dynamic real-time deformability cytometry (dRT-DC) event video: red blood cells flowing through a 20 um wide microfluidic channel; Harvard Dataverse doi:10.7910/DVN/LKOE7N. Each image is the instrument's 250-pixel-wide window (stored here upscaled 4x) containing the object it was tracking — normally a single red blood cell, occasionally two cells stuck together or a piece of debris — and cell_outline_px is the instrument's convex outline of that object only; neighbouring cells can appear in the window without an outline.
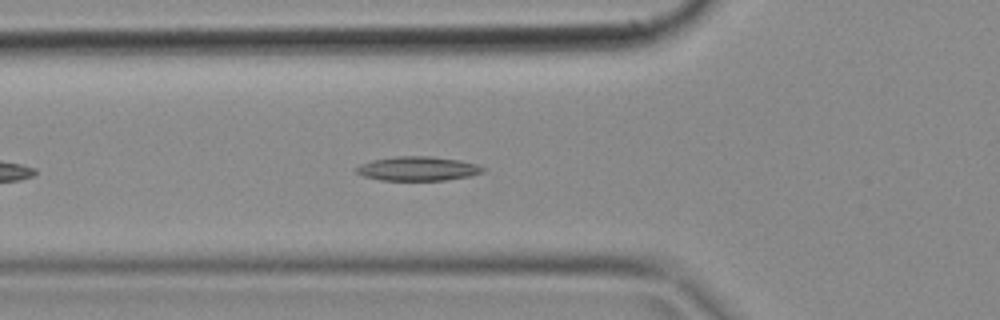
{"species": "common noctule bat (a hibernating species)", "species_latin": "Nyctalus noctula", "temperature_condition": "cold", "stored_images_in_passage": 41, "camera_frame_rate_fps": 3000, "um_per_image_px": 0.085, "animal": {"sex": "female", "body_mass_g": 18.4}, "frame": {"image": 1, "passage_image": 7, "time_ms": 2.0, "image_size_px": [1000, 320], "cell_outline_px": [[484, 172], [468, 176], [444, 180], [380, 180], [364, 176], [356, 172], [356, 168], [360, 164], [372, 160], [396, 156], [432, 156], [460, 160], [476, 164], [484, 168]], "centroid_in_image_um": [35.5, 14.33], "position_along_channel_um": 90.3, "area_um2": 17.74}}